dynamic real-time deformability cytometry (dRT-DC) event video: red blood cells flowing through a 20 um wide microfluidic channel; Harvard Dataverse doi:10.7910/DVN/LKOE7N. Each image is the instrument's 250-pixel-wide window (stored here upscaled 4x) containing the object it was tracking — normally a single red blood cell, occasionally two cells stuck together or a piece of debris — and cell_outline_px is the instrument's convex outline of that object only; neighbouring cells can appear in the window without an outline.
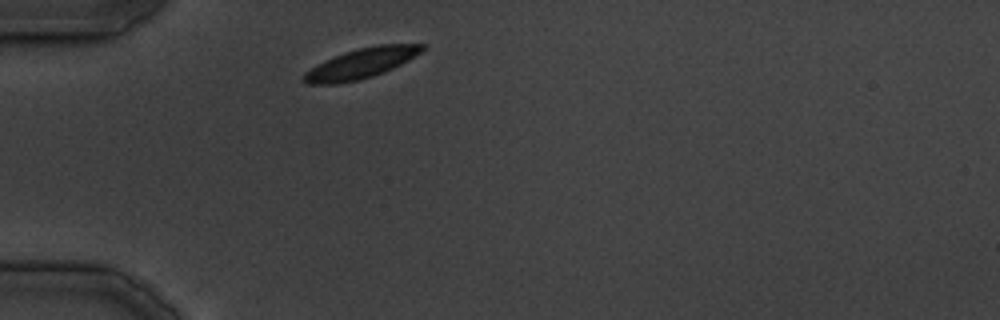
{"species": "common noctule bat (a hibernating species)", "species_latin": "Nyctalus noctula", "temperature_condition": "cold", "stored_images_in_passage": 25, "camera_frame_rate_fps": 3000, "um_per_image_px": 0.085, "animal": {"sex": "male", "body_mass_g": 19.5, "forearm_length_mm": 54.6}, "frame": {"image": 1, "passage_image": 1, "time_ms": 0.0, "image_size_px": [1000, 320], "cell_outline_px": [[424, 48], [420, 52], [408, 60], [384, 72], [360, 80], [336, 84], [308, 84], [300, 80], [304, 72], [324, 60], [344, 52], [376, 44], [424, 44]], "centroid_in_image_um": [30.63, 5.4], "position_along_channel_um": 54.4, "area_um2": 20.69}}
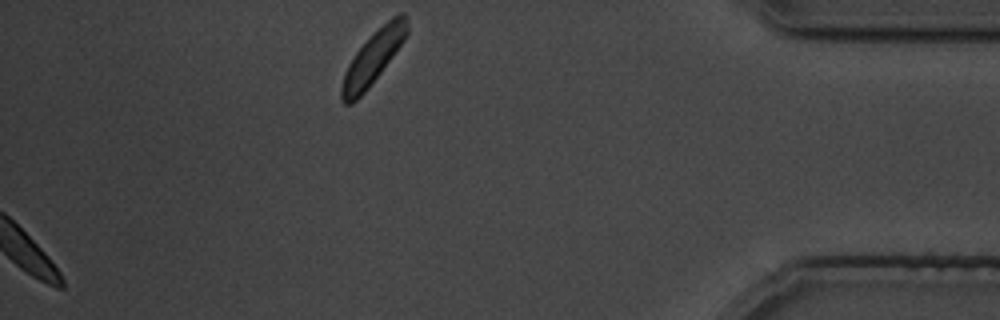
{"frame": {"image": 2, "passage_image": 25, "time_ms": 28.333, "image_size_px": [1000, 320], "cell_outline_px": [[408, 32], [404, 40], [368, 88], [352, 104], [344, 104], [340, 100], [340, 88], [344, 72], [348, 64], [356, 52], [392, 16], [400, 12], [404, 12], [408, 28]], "centroid_in_image_um": [31.67, 4.95], "position_along_channel_um": 403.5, "area_um2": 19.54}}